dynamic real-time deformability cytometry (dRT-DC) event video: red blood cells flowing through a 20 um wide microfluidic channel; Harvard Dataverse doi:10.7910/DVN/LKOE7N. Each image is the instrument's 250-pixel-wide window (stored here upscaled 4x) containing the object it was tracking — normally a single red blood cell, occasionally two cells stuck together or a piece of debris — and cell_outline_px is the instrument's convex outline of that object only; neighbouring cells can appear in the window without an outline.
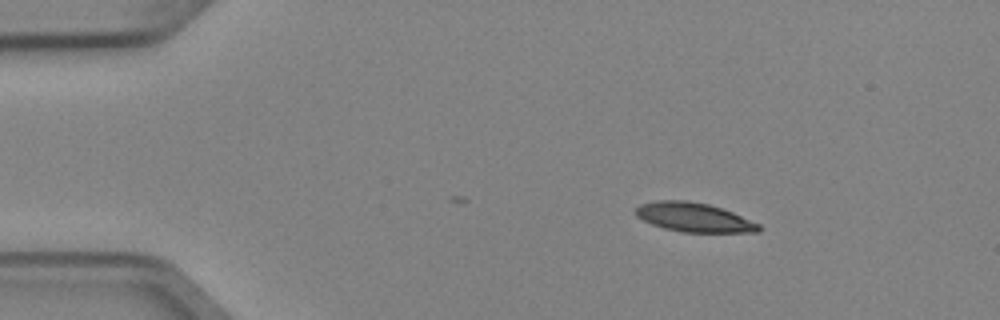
{"species": "Egyptian fruit bat (a non-hibernating species)", "species_latin": "Rousettus aegyptiacus", "temperature_condition": "cold", "stored_images_in_passage": 3, "camera_frame_rate_fps": 3000, "um_per_image_px": 0.085, "animal": {"sex": "female"}, "frame": {"image": 1, "passage_image": 1, "time_ms": 0.0, "image_size_px": [1000, 320], "cell_outline_px": [[760, 232], [684, 232], [664, 228], [652, 224], [636, 216], [636, 208], [640, 204], [656, 200], [688, 200], [708, 204], [732, 212], [760, 224]], "centroid_in_image_um": [58.97, 18.47], "position_along_channel_um": 26.0, "area_um2": 20.75}}